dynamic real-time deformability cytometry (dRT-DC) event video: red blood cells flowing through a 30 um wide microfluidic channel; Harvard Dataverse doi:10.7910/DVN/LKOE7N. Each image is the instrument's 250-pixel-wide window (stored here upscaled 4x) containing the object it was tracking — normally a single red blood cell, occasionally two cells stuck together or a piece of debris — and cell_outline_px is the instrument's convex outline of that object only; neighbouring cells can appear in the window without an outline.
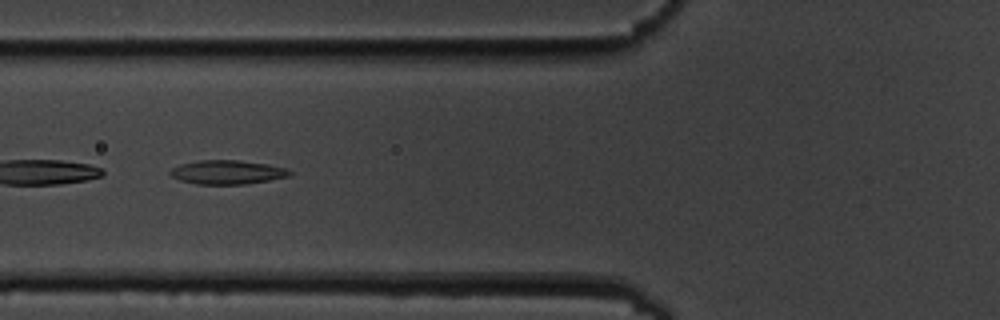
{"species": "common noctule bat (a hibernating species)", "species_latin": "Nyctalus noctula", "temperature_condition": "cold", "stored_images_in_passage": 9, "camera_frame_rate_fps": 3000, "um_per_image_px": 0.085, "animal": {"sex": "male", "body_mass_g": 19.5, "forearm_length_mm": 54.6}, "frame": {"image": 1, "passage_image": 3, "time_ms": 3.333, "image_size_px": [1000, 320], "cell_outline_px": [[292, 172], [288, 176], [268, 180], [244, 184], [196, 184], [180, 180], [172, 176], [168, 172], [172, 168], [180, 164], [200, 160], [236, 160], [268, 164], [284, 168]], "centroid_in_image_um": [19.27, 14.63], "position_along_channel_um": 106.5, "area_um2": 16.47}}
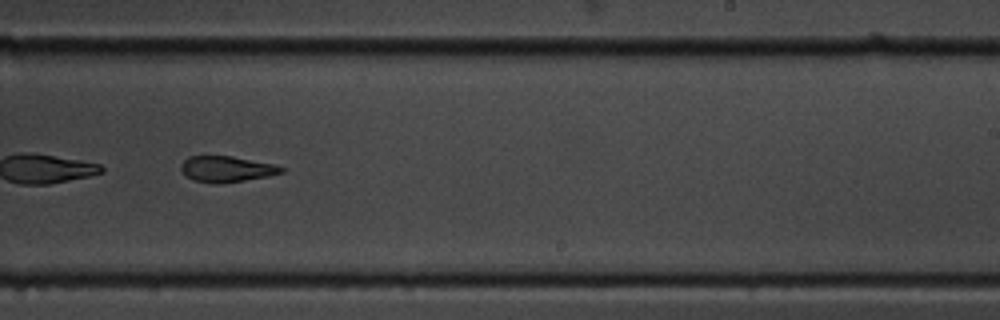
{"frame": {"image": 2, "passage_image": 7, "time_ms": 8.0, "image_size_px": [1000, 320], "cell_outline_px": [[284, 172], [268, 176], [220, 184], [212, 184], [192, 180], [180, 168], [180, 164], [188, 156], [232, 156], [272, 164], [284, 168]], "centroid_in_image_um": [19.22, 14.37], "position_along_channel_um": 269.8, "area_um2": 15.09}}